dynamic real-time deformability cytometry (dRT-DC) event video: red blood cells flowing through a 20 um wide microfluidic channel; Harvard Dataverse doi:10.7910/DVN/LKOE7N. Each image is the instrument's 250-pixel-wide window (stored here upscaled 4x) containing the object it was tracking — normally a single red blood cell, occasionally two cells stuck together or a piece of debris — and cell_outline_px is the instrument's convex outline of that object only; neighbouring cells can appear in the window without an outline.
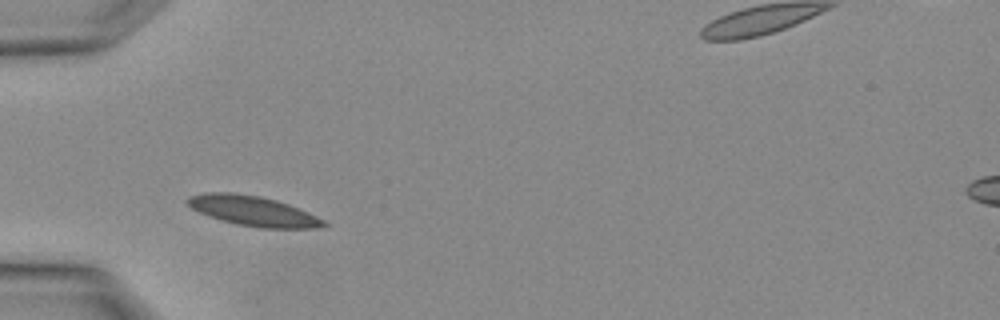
{"species": "Egyptian fruit bat (a non-hibernating species)", "species_latin": "Rousettus aegyptiacus", "temperature_condition": "warm", "stored_images_in_passage": 1, "camera_frame_rate_fps": 3000, "um_per_image_px": 0.085, "animal": {"sex": "female"}, "frame": {"image": 1, "passage_image": 1, "time_ms": 0.0, "image_size_px": [1000, 320], "cell_outline_px": [[328, 224], [316, 228], [260, 228], [236, 224], [220, 220], [208, 216], [192, 208], [184, 200], [192, 196], [204, 192], [232, 192], [260, 196], [276, 200], [288, 204], [308, 212], [324, 220]], "centroid_in_image_um": [21.49, 17.93], "position_along_channel_um": 63.5, "area_um2": 23.7}}